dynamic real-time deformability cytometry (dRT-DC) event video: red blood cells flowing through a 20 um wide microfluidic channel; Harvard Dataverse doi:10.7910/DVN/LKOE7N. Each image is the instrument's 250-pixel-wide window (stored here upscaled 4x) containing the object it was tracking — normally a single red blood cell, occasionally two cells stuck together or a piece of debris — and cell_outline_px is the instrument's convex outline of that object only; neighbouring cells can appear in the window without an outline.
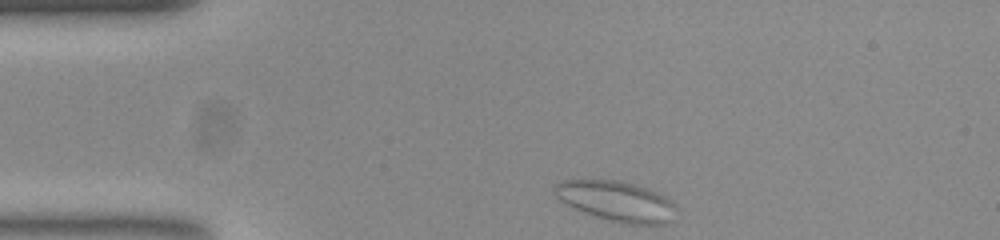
{"species": "common noctule bat (a hibernating species)", "species_latin": "Nyctalus noctula", "temperature_condition": "room temperature", "stored_images_in_passage": 46, "camera_frame_rate_fps": 3000, "um_per_image_px": 0.085, "animal": {"sex": "female", "body_mass_g": 23.0, "forearm_length_mm": 53.4}, "frame": {"image": 1, "passage_image": 1, "time_ms": 0.0, "image_size_px": [1000, 240], "cell_outline_px": [[664, 200], [660, 224], [628, 224], [596, 216], [576, 208], [560, 200], [556, 184], [568, 180], [612, 180], [632, 184], [656, 192]], "centroid_in_image_um": [52.13, 17.05], "position_along_channel_um": 32.9, "area_um2": 25.32}}
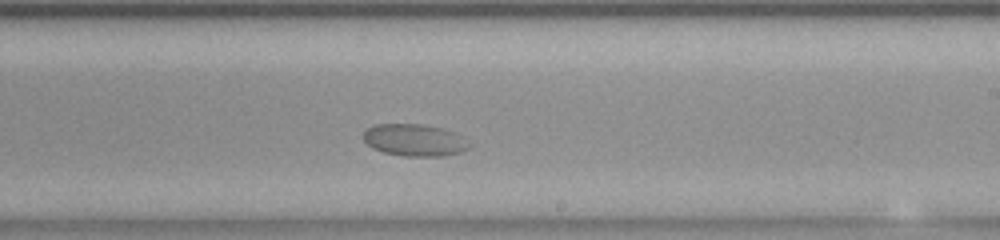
{"frame": {"image": 2, "passage_image": 23, "time_ms": 7.333, "image_size_px": [1000, 240], "cell_outline_px": [[468, 148], [460, 152], [444, 156], [404, 156], [384, 152], [372, 148], [364, 140], [364, 132], [368, 128], [376, 124], [420, 124], [440, 128], [452, 132]], "centroid_in_image_um": [35.11, 11.91], "position_along_channel_um": 253.9, "area_um2": 19.02}}
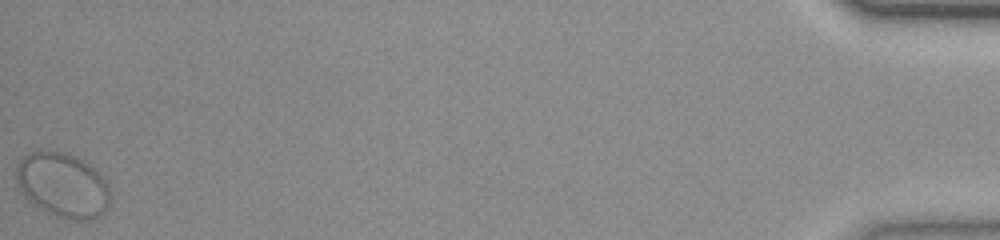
{"frame": {"image": 3, "passage_image": 46, "time_ms": 15.0, "image_size_px": [1000, 240], "cell_outline_px": [[108, 208], [104, 212], [92, 220], [68, 220], [56, 216], [36, 204], [24, 192], [16, 176], [16, 168], [20, 160], [24, 156], [32, 152], [60, 152], [72, 156], [88, 164], [100, 176], [108, 192]], "centroid_in_image_um": [5.34, 15.76], "position_along_channel_um": 429.9, "area_um2": 33.81}}